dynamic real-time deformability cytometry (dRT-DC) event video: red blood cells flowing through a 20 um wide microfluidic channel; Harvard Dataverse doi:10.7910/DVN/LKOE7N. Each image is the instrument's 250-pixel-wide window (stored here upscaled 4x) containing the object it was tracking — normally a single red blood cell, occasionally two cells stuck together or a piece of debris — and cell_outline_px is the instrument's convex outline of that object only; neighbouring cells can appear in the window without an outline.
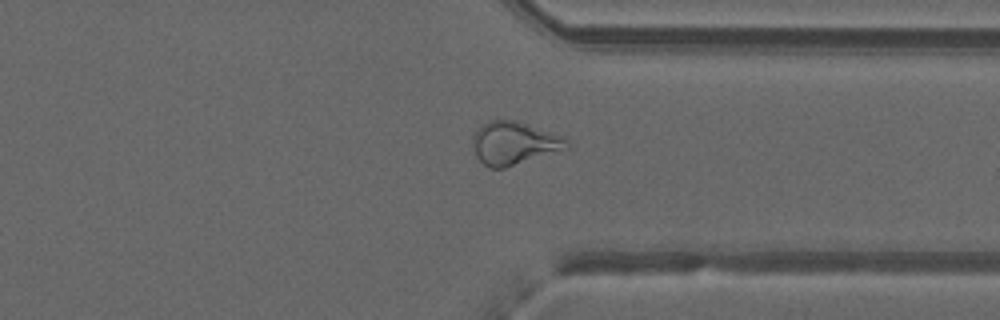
{"species": "common noctule bat (a hibernating species)", "species_latin": "Nyctalus noctula", "temperature_condition": "warm", "stored_images_in_passage": 44, "camera_frame_rate_fps": 3000, "um_per_image_px": 0.085, "animal": {"sex": "male", "forearm_length_mm": 52.5}, "frame": {"image": 1, "passage_image": 32, "time_ms": 10.333, "image_size_px": [1000, 320], "cell_outline_px": [[572, 148], [504, 168], [488, 168], [476, 156], [472, 144], [472, 136], [488, 120], [512, 120], [564, 136], [568, 140]], "centroid_in_image_um": [43.73, 12.19], "position_along_channel_um": 367.7, "area_um2": 23.58}, "authors_computed_cell_mechanics": {"area_um2": 25.8077, "velocity_mm_per_s": 4.0401, "shape_relaxation_time_tau1_ms": null, "shape_relaxation_time_tau2_ms": 1.7349, "deformation_change_tau1": null, "deformation_change_tau2": 0.0934}}